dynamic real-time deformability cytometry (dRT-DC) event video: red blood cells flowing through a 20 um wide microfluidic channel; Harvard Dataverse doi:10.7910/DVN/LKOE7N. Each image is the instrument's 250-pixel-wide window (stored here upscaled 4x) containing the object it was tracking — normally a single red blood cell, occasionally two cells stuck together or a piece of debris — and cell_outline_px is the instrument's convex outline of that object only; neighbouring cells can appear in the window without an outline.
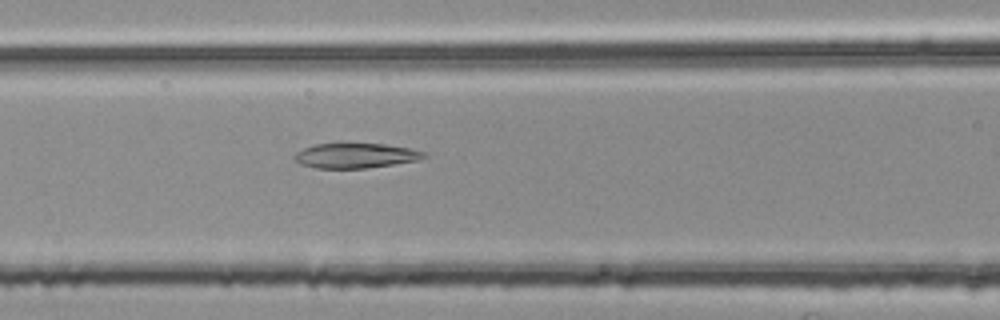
{"species": "common noctule bat (a hibernating species)", "species_latin": "Nyctalus noctula", "temperature_condition": "room temperature", "stored_images_in_passage": 28, "camera_frame_rate_fps": 3000, "um_per_image_px": 0.085, "animal": {"sex": "female", "body_mass_g": 25.1}, "frame": {"image": 1, "passage_image": 7, "time_ms": 2.0, "image_size_px": [1000, 320], "cell_outline_px": [[428, 156], [416, 160], [368, 168], [316, 168], [300, 164], [292, 156], [296, 152], [304, 148], [316, 144], [340, 140], [344, 140], [388, 144], [408, 148], [424, 152]], "centroid_in_image_um": [30.16, 13.17], "position_along_channel_um": 136.4, "area_um2": 19.65}}
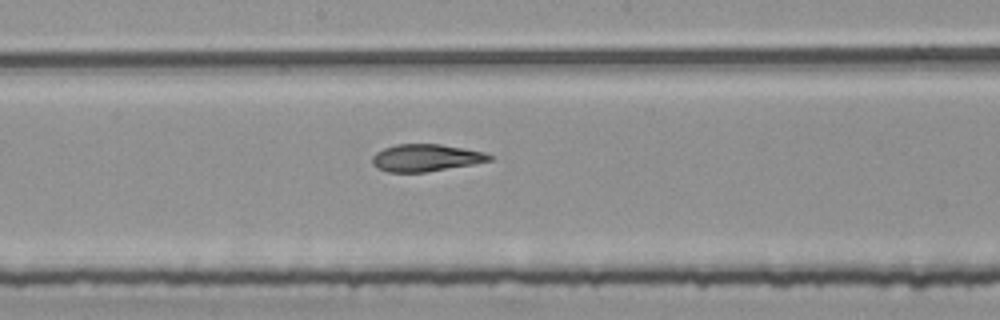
{"frame": {"image": 2, "passage_image": 13, "time_ms": 4.0, "image_size_px": [1000, 320], "cell_outline_px": [[492, 160], [472, 164], [424, 172], [388, 172], [376, 168], [372, 164], [372, 156], [376, 152], [384, 148], [396, 144], [440, 144], [488, 152], [492, 156]], "centroid_in_image_um": [36.19, 13.4], "position_along_channel_um": 212.0, "area_um2": 18.61}}
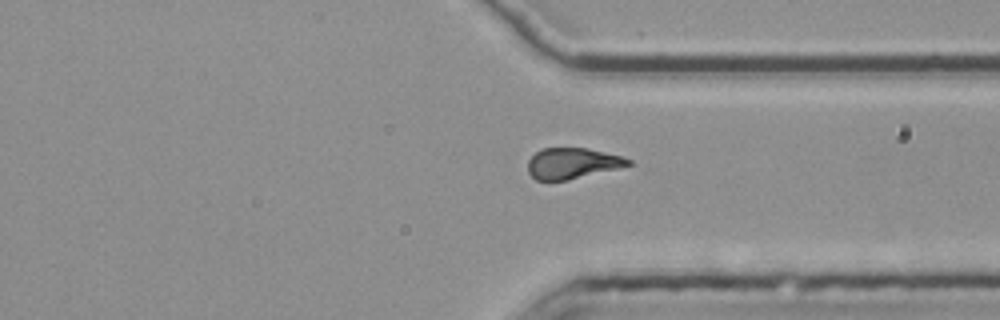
{"frame": {"image": 3, "passage_image": 25, "time_ms": 8.0, "image_size_px": [1000, 320], "cell_outline_px": [[632, 164], [568, 180], [536, 180], [528, 172], [528, 160], [536, 152], [544, 148], [588, 148], [620, 156], [632, 160]], "centroid_in_image_um": [48.62, 13.87], "position_along_channel_um": 362.8, "area_um2": 17.74}}